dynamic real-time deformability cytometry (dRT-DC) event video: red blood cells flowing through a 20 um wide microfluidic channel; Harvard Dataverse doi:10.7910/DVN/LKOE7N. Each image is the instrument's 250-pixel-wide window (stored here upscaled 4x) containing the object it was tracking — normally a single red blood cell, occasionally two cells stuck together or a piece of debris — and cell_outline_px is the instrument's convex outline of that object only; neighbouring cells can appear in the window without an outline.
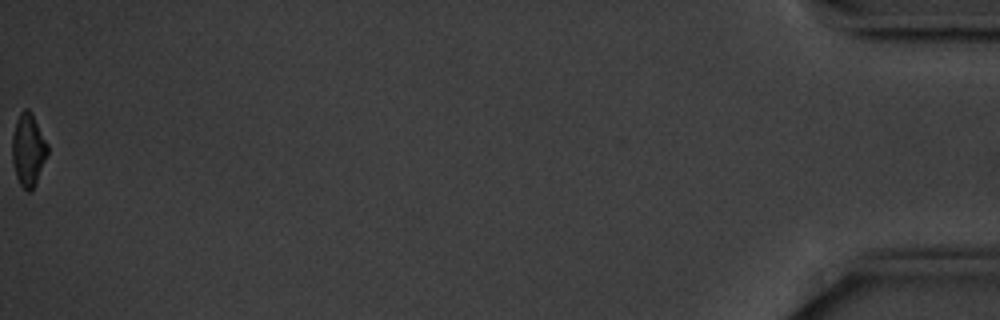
{"species": "common noctule bat (a hibernating species)", "species_latin": "Nyctalus noctula", "temperature_condition": "cold", "stored_images_in_passage": 45, "camera_frame_rate_fps": 3000, "um_per_image_px": 0.085, "animal": {"sex": "male", "body_mass_g": 20.1, "forearm_length_mm": 53.5}, "frame": {"image": 1, "passage_image": 45, "time_ms": 14.667, "image_size_px": [1000, 320], "cell_outline_px": [[48, 152], [36, 184], [28, 192], [20, 184], [16, 176], [12, 160], [12, 136], [16, 120], [20, 112], [24, 108], [28, 108], [32, 112], [48, 144]], "centroid_in_image_um": [2.4, 12.7], "position_along_channel_um": 432.8, "area_um2": 15.03}, "authors_computed_cell_mechanics": {"area_um2": 16.473, "velocity_mm_per_s": 3.5387, "shape_relaxation_time_tau1_ms": 6.0901, "shape_relaxation_time_tau2_ms": null, "deformation_change_tau1": 0.1823, "deformation_change_tau2": null}}